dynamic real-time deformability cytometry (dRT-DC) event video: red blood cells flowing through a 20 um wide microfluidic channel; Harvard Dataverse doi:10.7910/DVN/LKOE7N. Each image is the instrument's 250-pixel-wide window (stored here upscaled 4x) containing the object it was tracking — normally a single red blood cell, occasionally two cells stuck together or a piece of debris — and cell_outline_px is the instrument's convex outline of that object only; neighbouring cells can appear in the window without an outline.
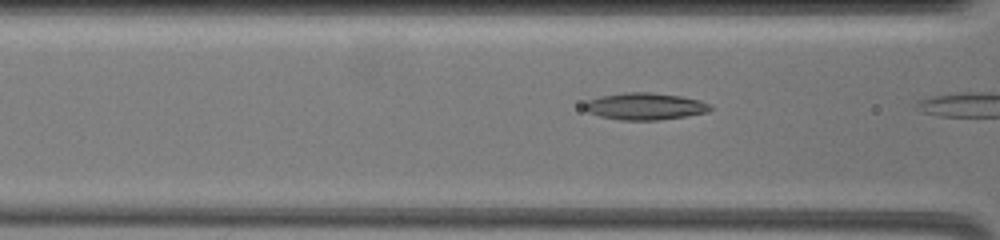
{"species": "common noctule bat (a hibernating species)", "species_latin": "Nyctalus noctula", "temperature_condition": "warm", "stored_images_in_passage": 14, "camera_frame_rate_fps": 3000, "um_per_image_px": 0.085, "animal": {"sex": "female", "body_mass_g": 19.5, "forearm_length_mm": 54.1}, "frame": {"image": 1, "passage_image": 4, "time_ms": 1.0, "image_size_px": [1000, 240], "cell_outline_px": [[712, 108], [708, 112], [684, 116], [656, 120], [620, 120], [600, 116], [588, 112], [584, 108], [584, 104], [588, 100], [600, 96], [624, 92], [648, 92], [680, 96], [700, 100], [712, 104]], "centroid_in_image_um": [54.82, 9.03], "position_along_channel_um": 111.8, "area_um2": 19.71}}
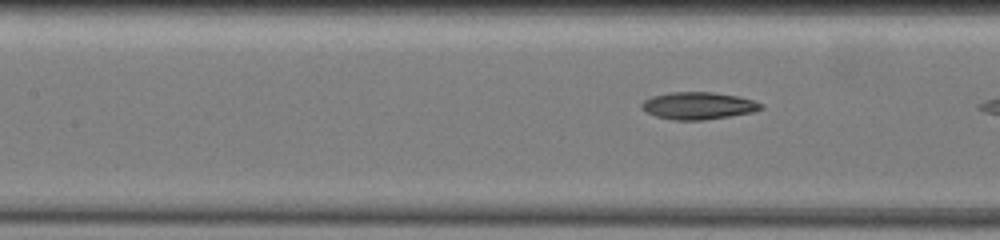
{"frame": {"image": 2, "passage_image": 10, "time_ms": 2.0, "image_size_px": [1000, 240], "cell_outline_px": [[764, 108], [752, 112], [704, 120], [672, 120], [656, 116], [640, 108], [640, 104], [644, 100], [652, 96], [668, 92], [712, 92], [736, 96], [752, 100], [764, 104]], "centroid_in_image_um": [59.33, 8.98], "position_along_channel_um": 148.1, "area_um2": 18.9}}